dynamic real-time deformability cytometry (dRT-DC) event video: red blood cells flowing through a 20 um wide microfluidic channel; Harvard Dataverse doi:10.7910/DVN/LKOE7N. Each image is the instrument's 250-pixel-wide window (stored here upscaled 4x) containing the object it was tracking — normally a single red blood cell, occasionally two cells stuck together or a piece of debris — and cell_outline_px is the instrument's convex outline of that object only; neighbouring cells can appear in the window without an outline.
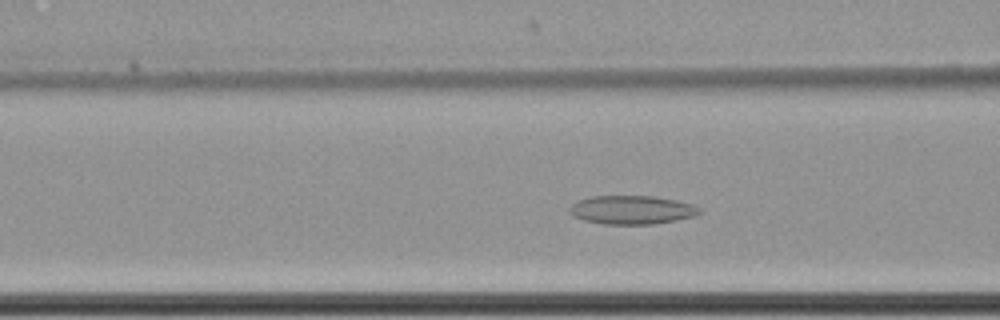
{"species": "common noctule bat (a hibernating species)", "species_latin": "Nyctalus noctula", "temperature_condition": "cold", "stored_images_in_passage": 40, "camera_frame_rate_fps": 3000, "um_per_image_px": 0.085, "animal": {"sex": "female", "body_mass_g": 22.7, "forearm_length_mm": 54.2}, "frame": {"image": 1, "passage_image": 5, "time_ms": 1.333, "image_size_px": [1000, 320], "cell_outline_px": [[700, 212], [696, 216], [656, 224], [604, 224], [584, 220], [572, 216], [568, 212], [568, 208], [576, 200], [592, 196], [652, 196], [676, 200], [692, 204], [700, 208]], "centroid_in_image_um": [53.67, 17.84], "position_along_channel_um": 112.9, "area_um2": 21.85}}
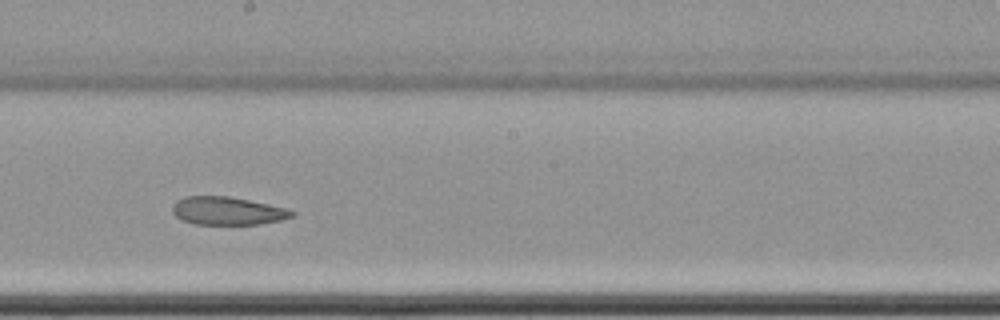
{"frame": {"image": 2, "passage_image": 15, "time_ms": 4.667, "image_size_px": [1000, 320], "cell_outline_px": [[296, 212], [292, 216], [280, 220], [260, 224], [192, 224], [176, 216], [172, 212], [172, 204], [176, 200], [184, 196], [228, 196], [248, 200], [284, 208]], "centroid_in_image_um": [19.27, 17.92], "position_along_channel_um": 228.9, "area_um2": 19.36}}
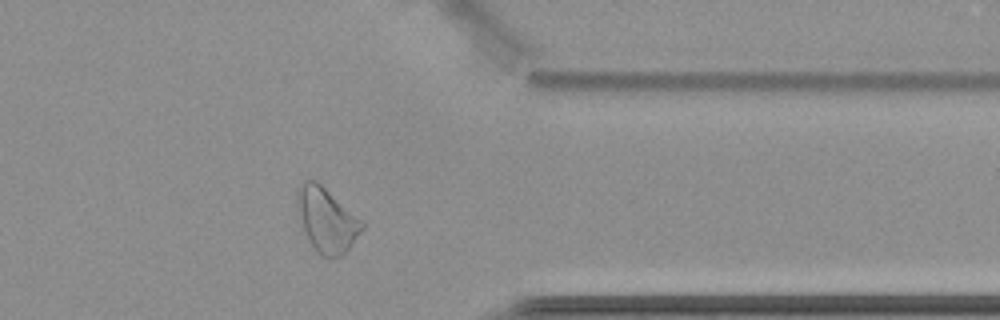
{"frame": {"image": 3, "passage_image": 29, "time_ms": 9.333, "image_size_px": [1000, 320], "cell_outline_px": [[364, 228], [352, 244], [340, 256], [320, 256], [312, 248], [304, 232], [296, 208], [296, 188], [304, 180], [316, 180], [364, 224]], "centroid_in_image_um": [27.69, 18.69], "position_along_channel_um": 383.7, "area_um2": 23.99}, "authors_computed_cell_mechanics": {"area_um2": 21.3282, "velocity_mm_per_s": 3.4854, "shape_relaxation_time_tau1_ms": null, "shape_relaxation_time_tau2_ms": 7.7298, "deformation_change_tau1": null, "deformation_change_tau2": 0.1577}}